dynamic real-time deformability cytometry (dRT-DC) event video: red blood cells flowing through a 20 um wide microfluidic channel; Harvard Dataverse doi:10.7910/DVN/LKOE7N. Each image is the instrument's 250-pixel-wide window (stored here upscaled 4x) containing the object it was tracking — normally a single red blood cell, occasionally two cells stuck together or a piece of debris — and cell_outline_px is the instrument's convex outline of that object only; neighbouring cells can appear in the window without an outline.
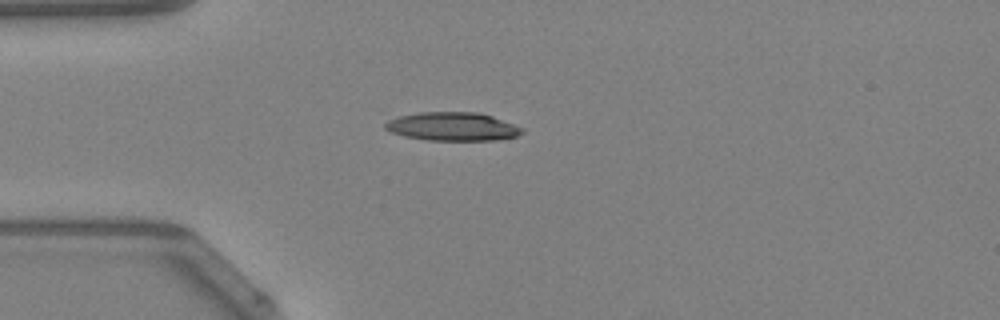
{"species": "Egyptian fruit bat (a non-hibernating species)", "species_latin": "Rousettus aegyptiacus", "temperature_condition": "warm", "stored_images_in_passage": 14, "camera_frame_rate_fps": 3000, "um_per_image_px": 0.085, "animal": {"sex": "female"}, "frame": {"image": 1, "passage_image": 1, "time_ms": 0.0, "image_size_px": [1000, 320], "cell_outline_px": [[524, 132], [516, 136], [496, 140], [428, 140], [404, 136], [392, 132], [384, 128], [384, 124], [388, 120], [400, 116], [420, 112], [480, 112], [492, 116], [524, 128]], "centroid_in_image_um": [38.48, 10.75], "position_along_channel_um": 46.5, "area_um2": 22.66}}
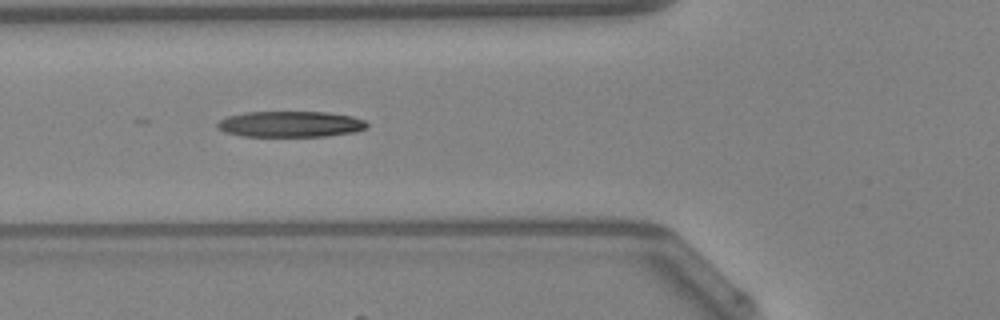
{"frame": {"image": 2, "passage_image": 6, "time_ms": 1.667, "image_size_px": [1000, 320], "cell_outline_px": [[368, 128], [352, 132], [324, 136], [244, 136], [228, 132], [220, 128], [216, 124], [220, 120], [228, 116], [244, 112], [328, 112], [352, 116], [364, 120], [368, 124]], "centroid_in_image_um": [24.73, 10.54], "position_along_channel_um": 101.1, "area_um2": 22.37}}